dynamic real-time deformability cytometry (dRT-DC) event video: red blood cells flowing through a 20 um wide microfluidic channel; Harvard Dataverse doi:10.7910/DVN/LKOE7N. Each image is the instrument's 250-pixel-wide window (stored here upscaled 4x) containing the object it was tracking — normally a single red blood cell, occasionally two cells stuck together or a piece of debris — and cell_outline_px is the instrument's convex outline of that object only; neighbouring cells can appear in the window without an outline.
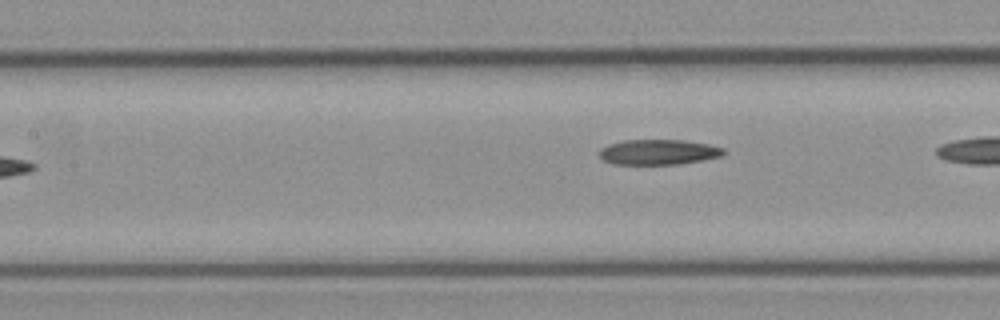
{"species": "common noctule bat (a hibernating species)", "species_latin": "Nyctalus noctula", "temperature_condition": "cold", "stored_images_in_passage": 7, "camera_frame_rate_fps": 3000, "um_per_image_px": 0.085, "animal": {"sex": "female", "body_mass_g": 21.9}, "frame": {"image": 1, "passage_image": 7, "time_ms": 2.0, "image_size_px": [1000, 320], "cell_outline_px": [[728, 152], [724, 156], [680, 164], [612, 164], [604, 160], [596, 152], [600, 148], [608, 144], [624, 140], [684, 140], [708, 144], [724, 148]], "centroid_in_image_um": [55.98, 12.92], "position_along_channel_um": 151.4, "area_um2": 18.55}}